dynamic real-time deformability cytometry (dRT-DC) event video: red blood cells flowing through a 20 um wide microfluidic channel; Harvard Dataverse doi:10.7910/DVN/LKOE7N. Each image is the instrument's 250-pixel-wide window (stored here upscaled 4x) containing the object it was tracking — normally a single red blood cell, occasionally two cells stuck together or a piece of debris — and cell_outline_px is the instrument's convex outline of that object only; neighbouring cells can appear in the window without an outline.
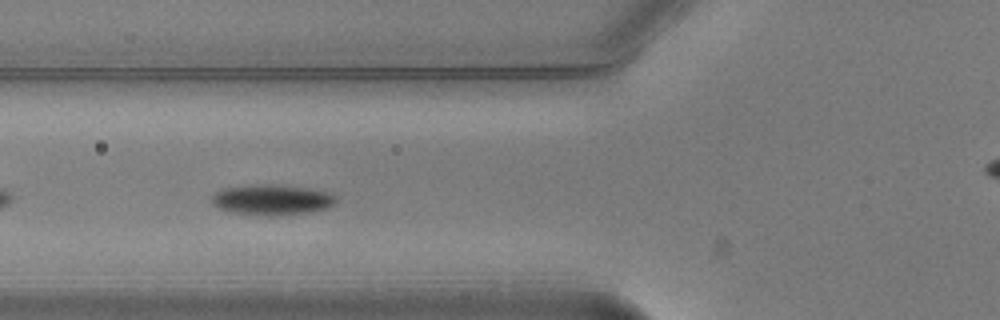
{"species": "common noctule bat (a hibernating species)", "species_latin": "Nyctalus noctula", "temperature_condition": "warm", "stored_images_in_passage": 28, "camera_frame_rate_fps": 3000, "um_per_image_px": 0.085, "animal": {"sex": "male", "body_mass_g": 20.5, "forearm_length_mm": 52.5}, "frame": {"image": 1, "passage_image": 5, "time_ms": 1.333, "image_size_px": [1000, 320], "cell_outline_px": [[336, 200], [328, 208], [308, 212], [268, 216], [232, 212], [220, 208], [212, 204], [212, 196], [220, 188], [252, 184], [272, 184], [304, 188], [324, 192], [336, 196]], "centroid_in_image_um": [23.04, 16.97], "position_along_channel_um": 102.8, "area_um2": 21.79}}
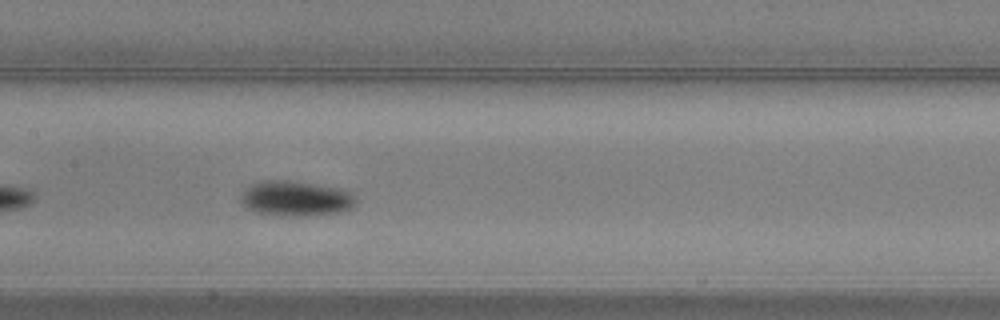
{"frame": {"image": 2, "passage_image": 11, "time_ms": 3.333, "image_size_px": [1000, 320], "cell_outline_px": [[356, 204], [340, 212], [300, 216], [256, 212], [248, 208], [240, 200], [240, 196], [252, 184], [264, 180], [288, 180], [340, 188], [348, 192], [356, 200]], "centroid_in_image_um": [25.13, 16.86], "position_along_channel_um": 182.3, "area_um2": 22.95}}
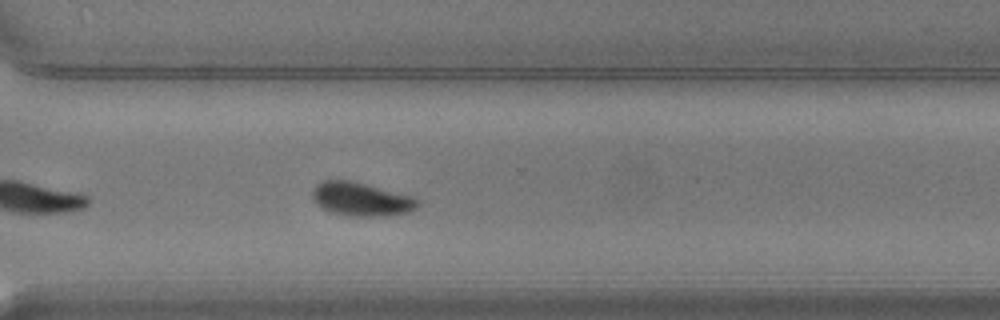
{"frame": {"image": 3, "passage_image": 23, "time_ms": 7.333, "image_size_px": [1000, 320], "cell_outline_px": [[420, 200], [416, 208], [408, 212], [384, 216], [348, 216], [328, 212], [320, 208], [312, 200], [312, 188], [316, 184], [324, 180], [352, 180], [412, 196]], "centroid_in_image_um": [30.64, 16.93], "position_along_channel_um": 340.0, "area_um2": 20.92}, "authors_computed_cell_mechanics": {"area_um2": 22.2241, "velocity_mm_per_s": 3.9583, "shape_relaxation_time_tau1_ms": 1.614, "shape_relaxation_time_tau2_ms": null, "deformation_change_tau1": 0.144, "deformation_change_tau2": null}}